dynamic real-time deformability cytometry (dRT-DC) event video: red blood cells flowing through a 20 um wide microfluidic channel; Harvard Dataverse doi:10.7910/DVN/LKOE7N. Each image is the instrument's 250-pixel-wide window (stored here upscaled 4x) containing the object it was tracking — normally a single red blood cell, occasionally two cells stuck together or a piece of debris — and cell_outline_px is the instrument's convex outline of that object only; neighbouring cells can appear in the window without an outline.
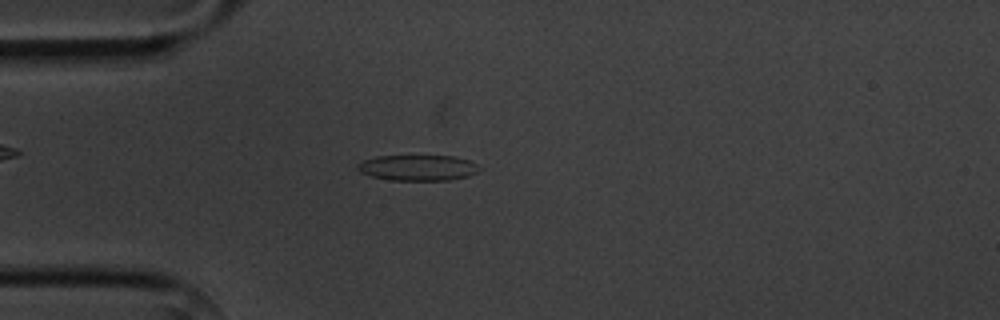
{"species": "common noctule bat (a hibernating species)", "species_latin": "Nyctalus noctula", "temperature_condition": "cold", "stored_images_in_passage": 2, "camera_frame_rate_fps": 3000, "um_per_image_px": 0.085, "animal": {"sex": "male", "body_mass_g": 20.1, "forearm_length_mm": 53.5}, "frame": {"image": 1, "passage_image": 2, "time_ms": 1.0, "image_size_px": [1000, 320], "cell_outline_px": [[480, 168], [476, 172], [468, 176], [448, 180], [392, 180], [372, 176], [360, 172], [356, 168], [356, 164], [364, 160], [376, 156], [452, 156], [468, 160], [476, 164]], "centroid_in_image_um": [35.48, 14.25], "position_along_channel_um": 49.5, "area_um2": 18.09}}